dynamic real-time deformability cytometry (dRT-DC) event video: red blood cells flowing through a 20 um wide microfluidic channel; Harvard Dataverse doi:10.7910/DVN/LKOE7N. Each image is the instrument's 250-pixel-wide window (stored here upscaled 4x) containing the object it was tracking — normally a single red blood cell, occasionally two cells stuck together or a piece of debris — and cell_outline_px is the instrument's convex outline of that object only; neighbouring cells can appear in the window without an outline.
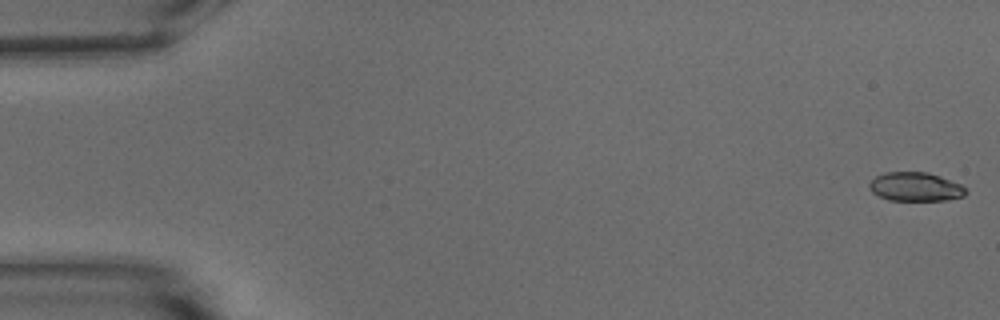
{"species": "common noctule bat (a hibernating species)", "species_latin": "Nyctalus noctula", "temperature_condition": "warm", "stored_images_in_passage": 54, "camera_frame_rate_fps": 3000, "um_per_image_px": 0.085, "animal": {"sex": "male", "body_mass_g": 15.6}, "frame": {"image": 1, "passage_image": 1, "time_ms": 0.0, "image_size_px": [1000, 320], "cell_outline_px": [[968, 192], [964, 196], [944, 200], [888, 200], [872, 192], [868, 188], [868, 184], [876, 176], [884, 172], [928, 172], [940, 176], [960, 184], [968, 188]], "centroid_in_image_um": [77.82, 15.87], "position_along_channel_um": 7.2, "area_um2": 16.3}}
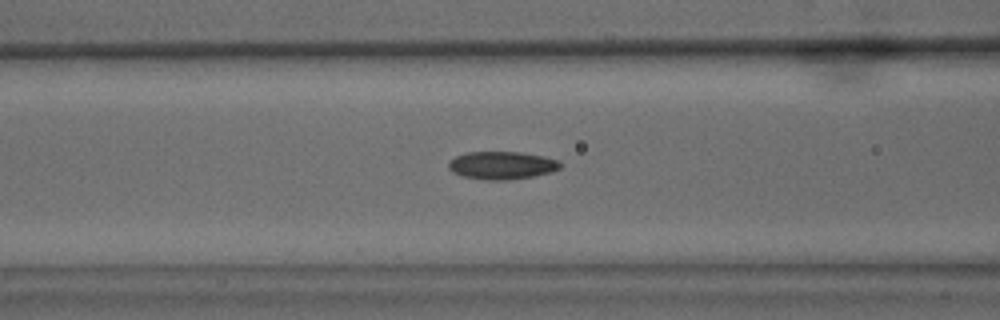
{"frame": {"image": 2, "passage_image": 22, "time_ms": 7.0, "image_size_px": [1000, 320], "cell_outline_px": [[560, 168], [548, 172], [532, 176], [508, 180], [484, 180], [460, 176], [452, 172], [448, 168], [448, 164], [456, 156], [468, 152], [520, 152], [544, 156], [556, 160], [560, 164]], "centroid_in_image_um": [42.6, 14.06], "position_along_channel_um": 124.0, "area_um2": 17.98}}
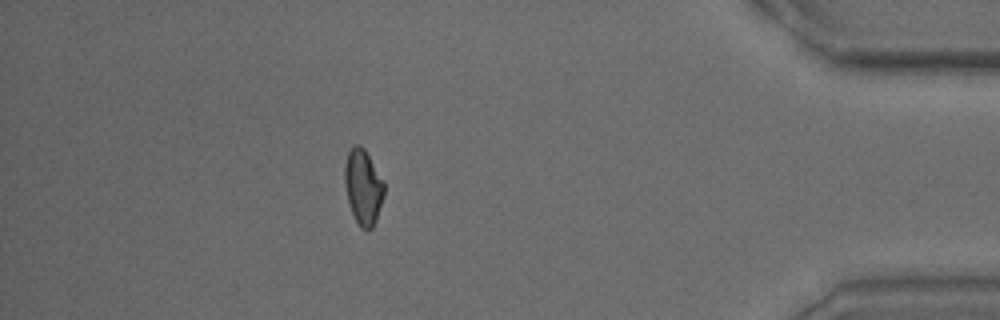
{"frame": {"image": 3, "passage_image": 48, "time_ms": 15.667, "image_size_px": [1000, 320], "cell_outline_px": [[384, 196], [376, 220], [372, 228], [360, 228], [352, 212], [348, 200], [344, 184], [344, 164], [348, 152], [356, 144], [360, 144], [364, 148], [384, 180]], "centroid_in_image_um": [30.87, 15.86], "position_along_channel_um": 404.3, "area_um2": 17.28}, "authors_computed_cell_mechanics": {"area_um2": 17.3111, "velocity_mm_per_s": 3.7563, "shape_relaxation_time_tau1_ms": 5.0684, "shape_relaxation_time_tau2_ms": 1.8044, "deformation_change_tau1": 0.1603, "deformation_change_tau2": 0.0762}}